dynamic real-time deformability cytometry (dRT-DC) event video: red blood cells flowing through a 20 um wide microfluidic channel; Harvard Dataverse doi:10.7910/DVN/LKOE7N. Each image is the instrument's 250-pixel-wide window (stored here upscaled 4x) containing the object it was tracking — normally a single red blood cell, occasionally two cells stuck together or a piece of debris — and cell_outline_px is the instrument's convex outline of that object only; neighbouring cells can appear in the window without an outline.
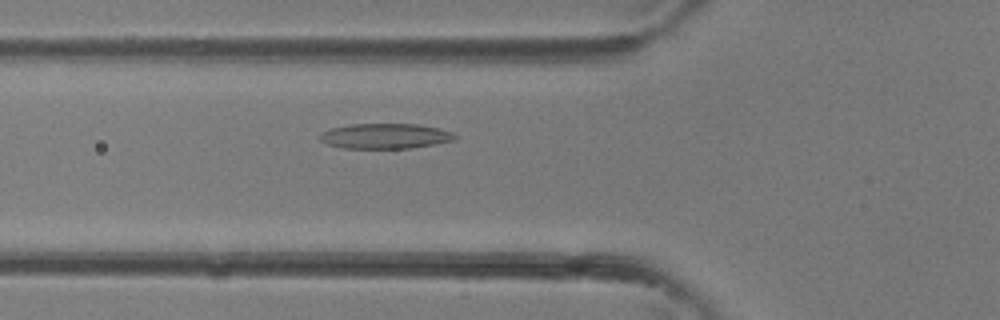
{"species": "common noctule bat (a hibernating species)", "species_latin": "Nyctalus noctula", "temperature_condition": "room temperature", "stored_images_in_passage": 36, "camera_frame_rate_fps": 3000, "um_per_image_px": 0.085, "animal": {"sex": "female"}, "frame": {"image": 1, "passage_image": 12, "time_ms": 3.667, "image_size_px": [1000, 320], "cell_outline_px": [[456, 140], [436, 144], [412, 148], [344, 148], [328, 144], [320, 140], [320, 132], [328, 128], [348, 124], [416, 124], [440, 128], [452, 132], [456, 136]], "centroid_in_image_um": [32.74, 11.56], "position_along_channel_um": 93.1, "area_um2": 20.0}}
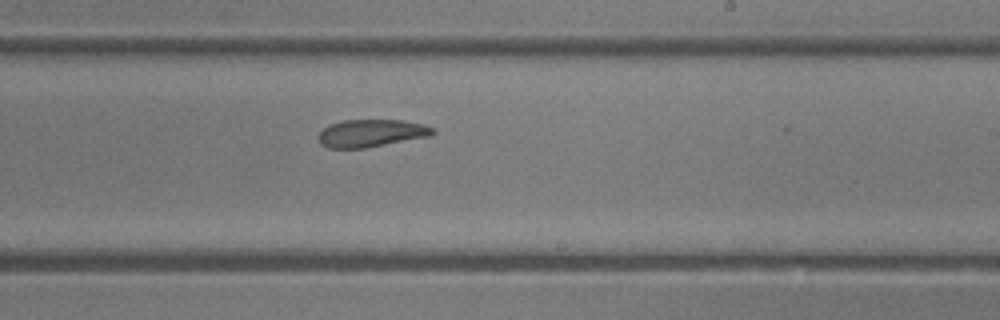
{"frame": {"image": 2, "passage_image": 21, "time_ms": 6.667, "image_size_px": [1000, 320], "cell_outline_px": [[436, 132], [432, 136], [364, 148], [328, 148], [320, 144], [316, 136], [328, 124], [344, 120], [404, 120], [424, 124], [436, 128]], "centroid_in_image_um": [31.57, 11.32], "position_along_channel_um": 257.4, "area_um2": 18.67}}
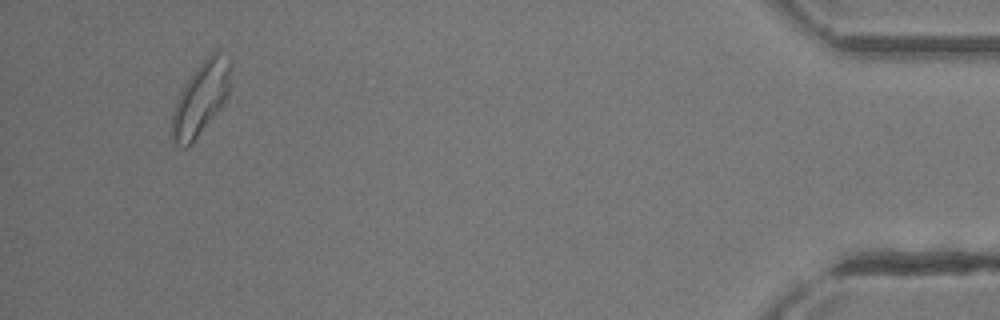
{"frame": {"image": 3, "passage_image": 34, "time_ms": 11.0, "image_size_px": [1000, 320], "cell_outline_px": [[232, 64], [228, 96], [192, 144], [188, 148], [184, 148], [176, 144], [172, 136], [172, 116], [180, 92], [184, 84], [196, 68], [216, 48], [232, 60]], "centroid_in_image_um": [17.1, 8.33], "position_along_channel_um": 418.1, "area_um2": 24.74}}